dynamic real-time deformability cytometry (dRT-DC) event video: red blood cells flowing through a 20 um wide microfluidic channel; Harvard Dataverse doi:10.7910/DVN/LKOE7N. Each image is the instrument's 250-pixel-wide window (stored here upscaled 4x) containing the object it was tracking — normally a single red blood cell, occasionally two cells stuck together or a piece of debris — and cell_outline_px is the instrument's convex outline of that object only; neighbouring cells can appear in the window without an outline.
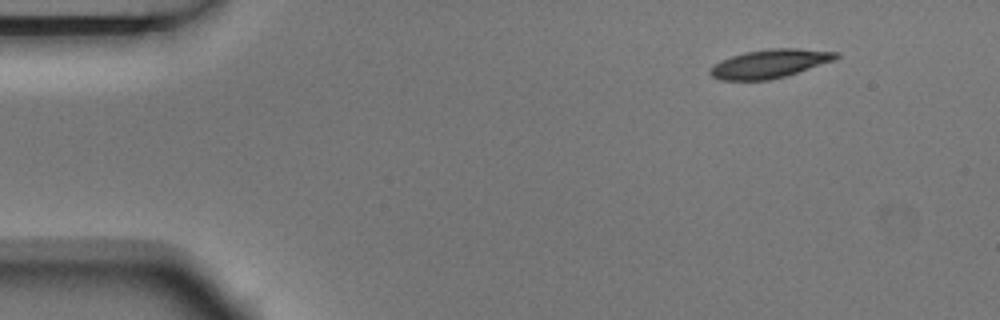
{"species": "Egyptian fruit bat (a non-hibernating species)", "species_latin": "Rousettus aegyptiacus", "temperature_condition": "room temperature", "stored_images_in_passage": 5, "segment_of_instrument_passage": [2, 2], "camera_frame_rate_fps": 3000, "um_per_image_px": 0.085, "animal": {"sex": "male"}, "frame": {"image": 1, "passage_image": 5, "time_ms": 1.333, "image_size_px": [1000, 320], "cell_outline_px": [[840, 56], [836, 60], [788, 76], [768, 80], [720, 80], [712, 76], [708, 72], [708, 68], [720, 60], [744, 52], [768, 48], [800, 48], [840, 52]], "centroid_in_image_um": [65.46, 5.41], "position_along_channel_um": 19.5, "area_um2": 21.44}}